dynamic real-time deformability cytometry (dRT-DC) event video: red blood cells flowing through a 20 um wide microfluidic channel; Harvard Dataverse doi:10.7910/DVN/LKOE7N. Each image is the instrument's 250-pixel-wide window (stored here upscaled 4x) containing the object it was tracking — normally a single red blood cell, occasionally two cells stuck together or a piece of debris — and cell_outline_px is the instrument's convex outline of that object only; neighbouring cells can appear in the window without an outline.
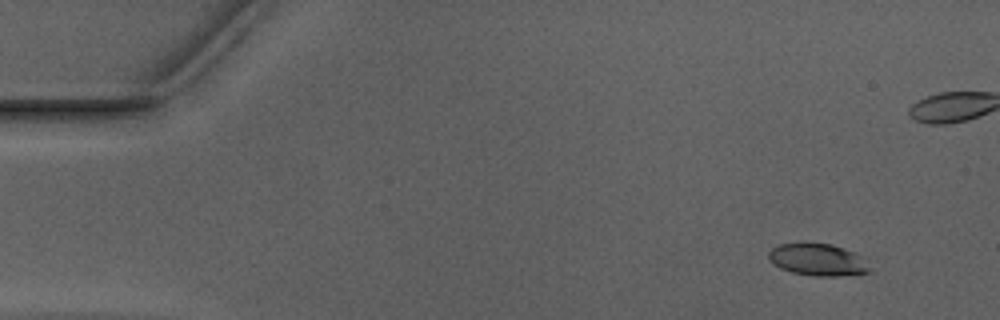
{"species": "Egyptian fruit bat (a non-hibernating species)", "species_latin": "Rousettus aegyptiacus", "temperature_condition": "warm", "stored_images_in_passage": 15, "camera_frame_rate_fps": 3000, "um_per_image_px": 0.085, "animal": {"sex": "male"}, "frame": {"image": 1, "passage_image": 3, "time_ms": 0.667, "image_size_px": [1000, 320], "cell_outline_px": [[872, 268], [868, 272], [840, 276], [812, 276], [792, 272], [780, 268], [772, 264], [768, 256], [768, 252], [772, 248], [780, 244], [832, 244], [844, 248], [864, 256]], "centroid_in_image_um": [69.55, 22.09], "position_along_channel_um": 15.4, "area_um2": 18.96}}